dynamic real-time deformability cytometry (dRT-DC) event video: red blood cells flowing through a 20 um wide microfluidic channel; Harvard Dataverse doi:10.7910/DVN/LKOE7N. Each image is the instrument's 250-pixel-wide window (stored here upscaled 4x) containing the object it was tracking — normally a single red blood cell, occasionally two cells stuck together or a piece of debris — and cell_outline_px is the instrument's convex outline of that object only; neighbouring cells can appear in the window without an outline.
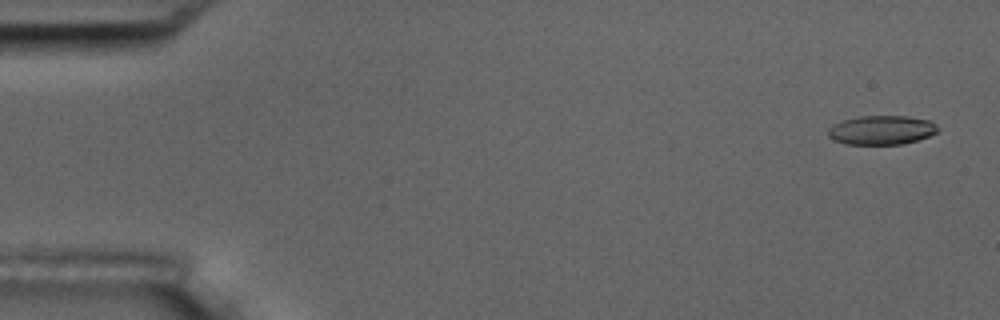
{"species": "common noctule bat (a hibernating species)", "species_latin": "Nyctalus noctula", "temperature_condition": "room temperature", "stored_images_in_passage": 4, "camera_frame_rate_fps": 3000, "um_per_image_px": 0.085, "animal": {"sex": "male", "body_mass_g": 17.5, "forearm_length_mm": 52.3}, "frame": {"image": 1, "passage_image": 1, "time_ms": 0.0, "image_size_px": [1000, 320], "cell_outline_px": [[940, 132], [916, 140], [900, 144], [844, 144], [828, 136], [828, 128], [832, 124], [844, 120], [860, 116], [908, 116], [928, 120], [936, 124], [940, 128]], "centroid_in_image_um": [74.95, 11.05], "position_along_channel_um": 10.1, "area_um2": 18.61}}